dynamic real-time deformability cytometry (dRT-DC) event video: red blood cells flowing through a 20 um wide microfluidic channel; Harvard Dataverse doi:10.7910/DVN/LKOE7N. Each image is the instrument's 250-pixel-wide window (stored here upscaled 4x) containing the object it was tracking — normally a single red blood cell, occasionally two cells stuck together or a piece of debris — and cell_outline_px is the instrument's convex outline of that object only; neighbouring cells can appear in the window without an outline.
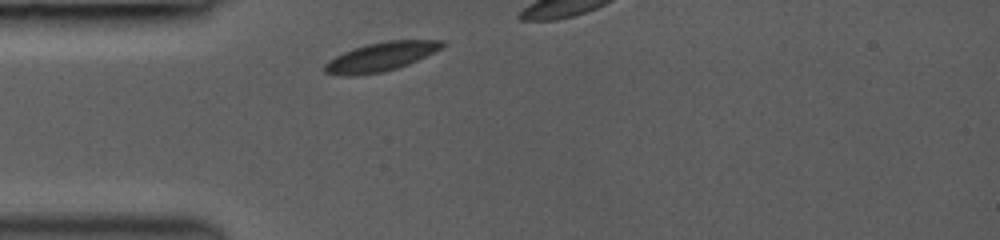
{"species": "common noctule bat (a hibernating species)", "species_latin": "Nyctalus noctula", "temperature_condition": "room temperature", "stored_images_in_passage": 7, "camera_frame_rate_fps": 3000, "um_per_image_px": 0.085, "animal": {"sex": "female", "body_mass_g": 19.0, "forearm_length_mm": 53.3}, "frame": {"image": 1, "passage_image": 1, "time_ms": 0.0, "image_size_px": [1000, 240], "cell_outline_px": [[444, 48], [408, 64], [384, 72], [356, 76], [344, 76], [324, 72], [324, 64], [328, 60], [344, 52], [368, 44], [384, 40], [444, 40]], "centroid_in_image_um": [32.38, 4.83], "position_along_channel_um": 52.6, "area_um2": 19.83}}
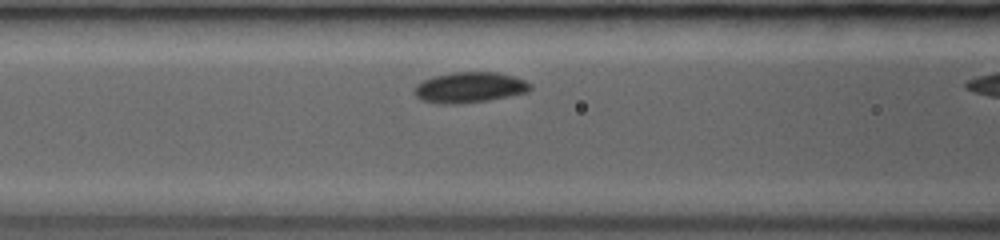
{"frame": {"image": 2, "passage_image": 6, "time_ms": 2.0, "image_size_px": [1000, 240], "cell_outline_px": [[532, 88], [528, 92], [488, 100], [460, 104], [440, 104], [420, 100], [412, 92], [412, 88], [416, 84], [424, 80], [436, 76], [452, 72], [496, 72], [512, 76], [524, 80], [532, 84]], "centroid_in_image_um": [39.88, 7.44], "position_along_channel_um": 126.7, "area_um2": 20.81}}